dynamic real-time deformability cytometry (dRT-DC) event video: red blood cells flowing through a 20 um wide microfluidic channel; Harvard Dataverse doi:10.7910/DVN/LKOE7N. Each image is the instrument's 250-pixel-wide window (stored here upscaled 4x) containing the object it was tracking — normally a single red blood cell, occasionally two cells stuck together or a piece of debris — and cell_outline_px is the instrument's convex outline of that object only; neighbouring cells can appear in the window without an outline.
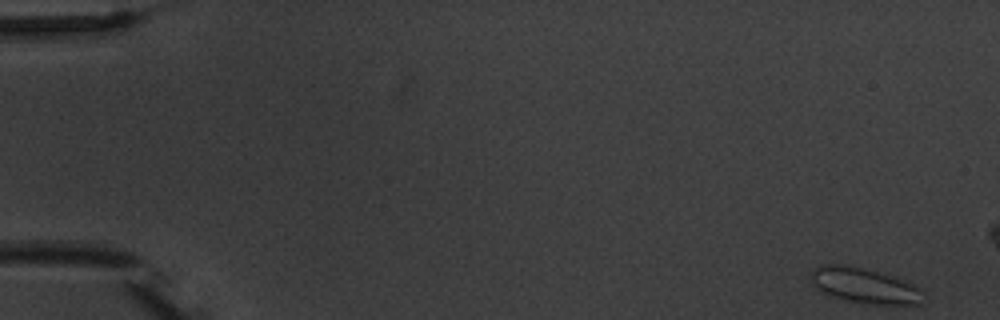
{"species": "common noctule bat (a hibernating species)", "species_latin": "Nyctalus noctula", "temperature_condition": "warm", "stored_images_in_passage": 4, "camera_frame_rate_fps": 3000, "um_per_image_px": 0.085, "animal": {"sex": "male", "body_mass_g": 20.1, "forearm_length_mm": 53.5}, "frame": {"image": 1, "passage_image": 1, "time_ms": 0.0, "image_size_px": [1000, 320], "cell_outline_px": [[924, 304], [868, 304], [844, 300], [828, 296], [820, 292], [812, 284], [808, 272], [820, 264], [848, 264], [896, 276], [920, 288], [924, 292]], "centroid_in_image_um": [73.44, 24.26], "position_along_channel_um": 11.6, "area_um2": 23.93}}